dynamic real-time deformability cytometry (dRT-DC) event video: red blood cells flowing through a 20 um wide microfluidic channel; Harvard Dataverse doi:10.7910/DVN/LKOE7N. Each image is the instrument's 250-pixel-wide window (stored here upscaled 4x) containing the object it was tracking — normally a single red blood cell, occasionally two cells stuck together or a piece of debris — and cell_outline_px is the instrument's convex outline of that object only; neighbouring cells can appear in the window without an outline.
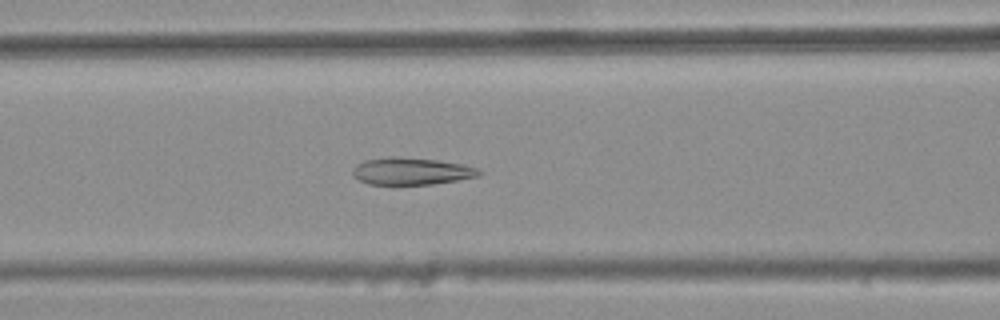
{"species": "common noctule bat (a hibernating species)", "species_latin": "Nyctalus noctula", "temperature_condition": "warm", "stored_images_in_passage": 37, "camera_frame_rate_fps": 3000, "um_per_image_px": 0.085, "animal": {"sex": "female", "body_mass_g": 25.1}, "frame": {"image": 1, "passage_image": 13, "time_ms": 4.0, "image_size_px": [1000, 320], "cell_outline_px": [[484, 172], [480, 176], [432, 184], [368, 184], [352, 176], [352, 168], [356, 164], [364, 160], [436, 160], [460, 164], [476, 168]], "centroid_in_image_um": [34.99, 14.61], "position_along_channel_um": 131.6, "area_um2": 18.84}}
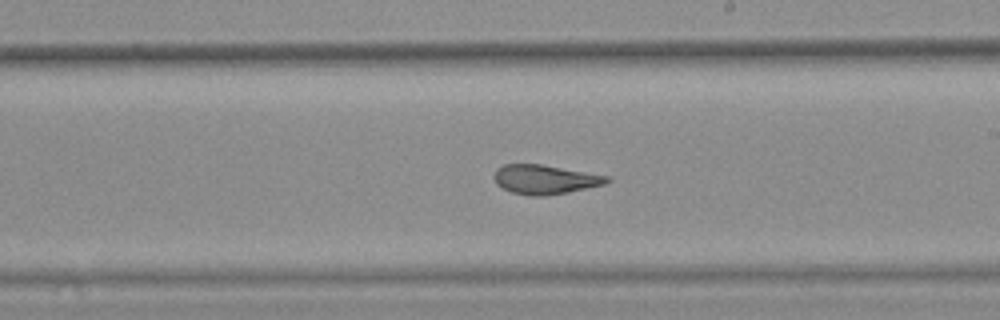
{"frame": {"image": 2, "passage_image": 22, "time_ms": 7.0, "image_size_px": [1000, 320], "cell_outline_px": [[612, 180], [604, 184], [568, 192], [544, 196], [528, 196], [512, 192], [496, 184], [492, 176], [496, 168], [504, 164], [540, 164], [608, 176]], "centroid_in_image_um": [46.27, 15.25], "position_along_channel_um": 242.7, "area_um2": 19.19}}
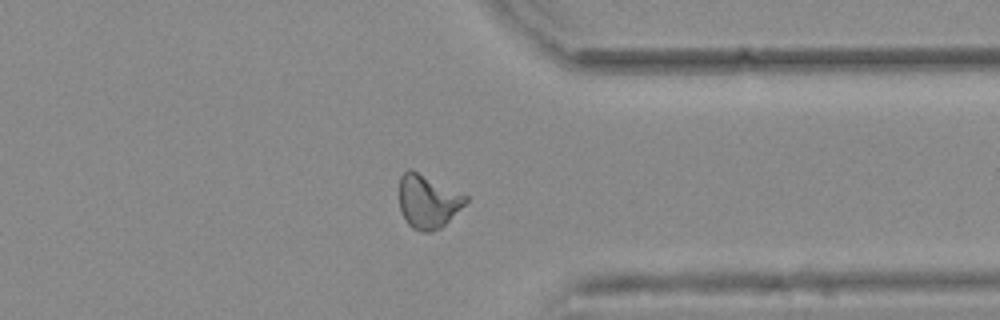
{"frame": {"image": 3, "passage_image": 33, "time_ms": 10.667, "image_size_px": [1000, 320], "cell_outline_px": [[468, 200], [440, 228], [432, 232], [420, 232], [412, 228], [408, 224], [400, 208], [400, 176], [408, 168], [412, 168], [468, 196]], "centroid_in_image_um": [36.35, 17.1], "position_along_channel_um": 375.1, "area_um2": 20.58}, "authors_computed_cell_mechanics": {"area_um2": 20.2878, "velocity_mm_per_s": 3.7122, "shape_relaxation_time_tau1_ms": null, "shape_relaxation_time_tau2_ms": 1.4587, "deformation_change_tau1": null, "deformation_change_tau2": 0.0995}}